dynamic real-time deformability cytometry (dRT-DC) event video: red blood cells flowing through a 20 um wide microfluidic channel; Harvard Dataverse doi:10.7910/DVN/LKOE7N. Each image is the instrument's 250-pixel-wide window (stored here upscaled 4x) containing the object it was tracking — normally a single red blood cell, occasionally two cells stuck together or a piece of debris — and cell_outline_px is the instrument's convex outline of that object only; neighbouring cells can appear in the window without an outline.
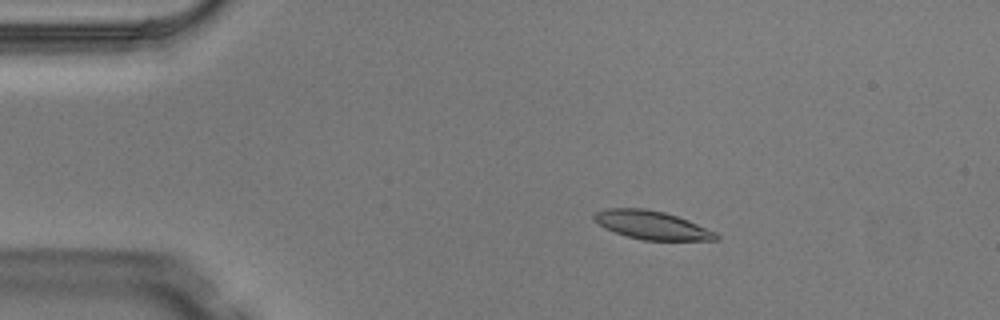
{"species": "Egyptian fruit bat (a non-hibernating species)", "species_latin": "Rousettus aegyptiacus", "temperature_condition": "warm", "stored_images_in_passage": 3, "camera_frame_rate_fps": 3000, "um_per_image_px": 0.085, "animal": {"sex": "male"}, "frame": {"image": 1, "passage_image": 2, "time_ms": 0.333, "image_size_px": [1000, 320], "cell_outline_px": [[720, 240], [644, 240], [628, 236], [616, 232], [600, 224], [592, 216], [596, 212], [604, 208], [644, 208], [664, 212], [688, 220], [716, 232], [720, 236]], "centroid_in_image_um": [55.45, 19.13], "position_along_channel_um": 29.5, "area_um2": 19.94}}